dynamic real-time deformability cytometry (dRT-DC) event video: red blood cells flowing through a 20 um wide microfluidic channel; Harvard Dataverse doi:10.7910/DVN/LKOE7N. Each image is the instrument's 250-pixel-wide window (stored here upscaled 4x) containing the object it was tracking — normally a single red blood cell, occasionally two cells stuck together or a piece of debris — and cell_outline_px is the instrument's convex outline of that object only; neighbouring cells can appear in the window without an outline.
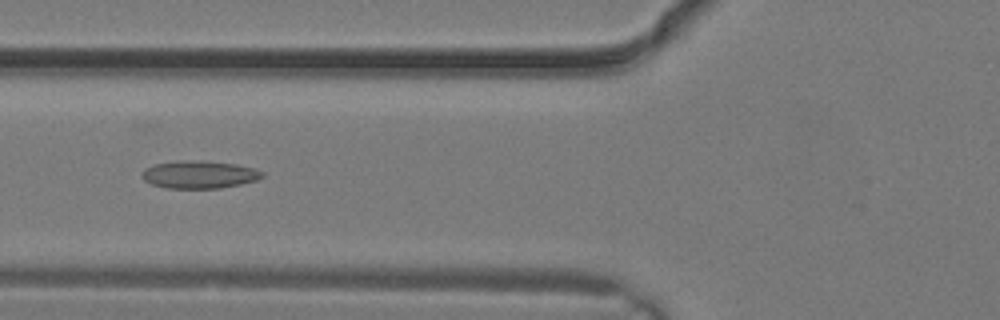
{"species": "common noctule bat (a hibernating species)", "species_latin": "Nyctalus noctula", "temperature_condition": "warm", "stored_images_in_passage": 4, "camera_frame_rate_fps": 3000, "um_per_image_px": 0.085, "animal": {"sex": "male", "body_mass_g": 19.2, "forearm_length_mm": 51.8}, "frame": {"image": 1, "passage_image": 4, "time_ms": 1.0, "image_size_px": [1000, 320], "cell_outline_px": [[264, 176], [256, 180], [240, 184], [220, 188], [164, 188], [152, 184], [144, 180], [140, 176], [144, 168], [156, 164], [200, 160], [236, 164], [256, 168], [264, 172]], "centroid_in_image_um": [16.96, 14.85], "position_along_channel_um": 108.8, "area_um2": 19.25}}